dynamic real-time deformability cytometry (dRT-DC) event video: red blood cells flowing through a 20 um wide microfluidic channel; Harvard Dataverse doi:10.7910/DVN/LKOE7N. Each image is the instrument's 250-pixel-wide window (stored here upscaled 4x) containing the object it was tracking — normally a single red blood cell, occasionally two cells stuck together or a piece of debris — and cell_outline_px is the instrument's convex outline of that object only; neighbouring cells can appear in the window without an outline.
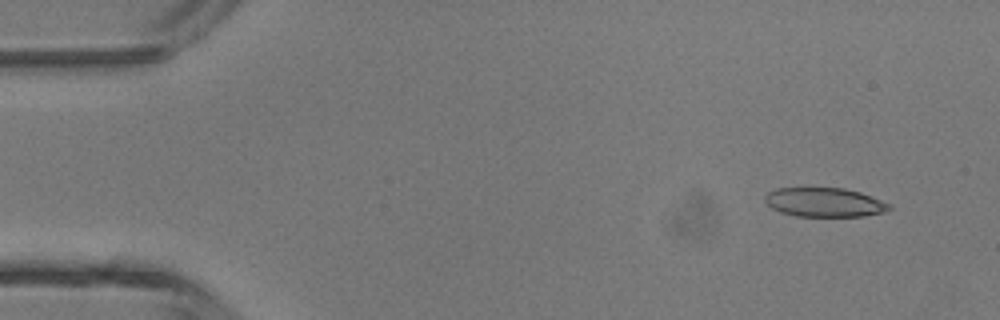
{"species": "common noctule bat (a hibernating species)", "species_latin": "Nyctalus noctula", "temperature_condition": "room temperature", "stored_images_in_passage": 3, "camera_frame_rate_fps": 3000, "um_per_image_px": 0.085, "animal": {"sex": "male", "body_mass_g": 13.3}, "frame": {"image": 1, "passage_image": 1, "time_ms": 0.0, "image_size_px": [1000, 320], "cell_outline_px": [[892, 208], [884, 212], [864, 216], [796, 216], [780, 212], [772, 208], [764, 200], [764, 196], [768, 192], [776, 188], [844, 188], [860, 192], [892, 204]], "centroid_in_image_um": [70.09, 17.19], "position_along_channel_um": 14.9, "area_um2": 21.15}}
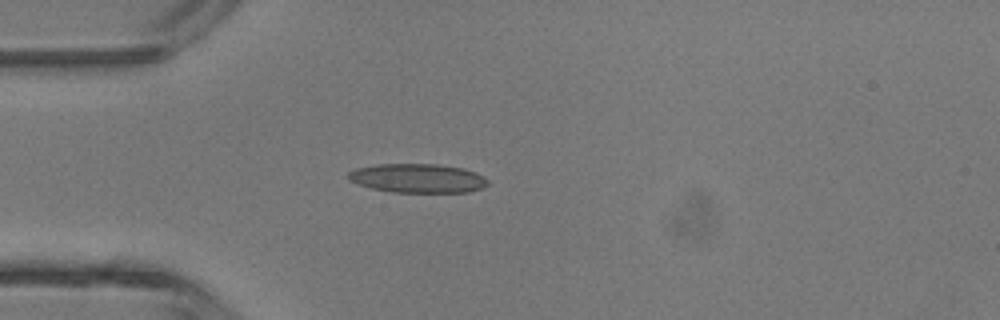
{"frame": {"image": 2, "passage_image": 3, "time_ms": 0.667, "image_size_px": [1000, 320], "cell_outline_px": [[488, 184], [480, 188], [468, 192], [392, 192], [372, 188], [348, 180], [348, 172], [356, 168], [376, 164], [436, 164], [464, 168], [476, 172], [484, 176], [488, 180]], "centroid_in_image_um": [35.51, 15.14], "position_along_channel_um": 49.5, "area_um2": 23.58}}